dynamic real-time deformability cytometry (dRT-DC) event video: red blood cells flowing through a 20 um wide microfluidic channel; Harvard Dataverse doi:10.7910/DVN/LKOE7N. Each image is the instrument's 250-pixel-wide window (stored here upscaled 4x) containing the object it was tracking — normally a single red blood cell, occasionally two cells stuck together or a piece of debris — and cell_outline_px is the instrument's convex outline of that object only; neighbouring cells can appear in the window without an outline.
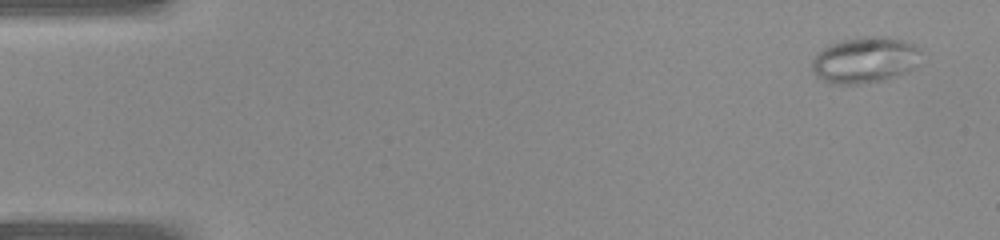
{"species": "common noctule bat (a hibernating species)", "species_latin": "Nyctalus noctula", "temperature_condition": "warm", "stored_images_in_passage": 41, "camera_frame_rate_fps": 3000, "um_per_image_px": 0.085, "animal": {"sex": "female", "body_mass_g": 22.0, "forearm_length_mm": 56.7}, "frame": {"image": 1, "passage_image": 3, "time_ms": 0.667, "image_size_px": [1000, 240], "cell_outline_px": [[924, 48], [912, 68], [908, 72], [884, 80], [860, 84], [828, 84], [820, 80], [816, 76], [812, 68], [812, 60], [828, 44], [840, 40], [856, 36], [888, 36]], "centroid_in_image_um": [73.5, 5.09], "position_along_channel_um": 11.5, "area_um2": 29.65}}
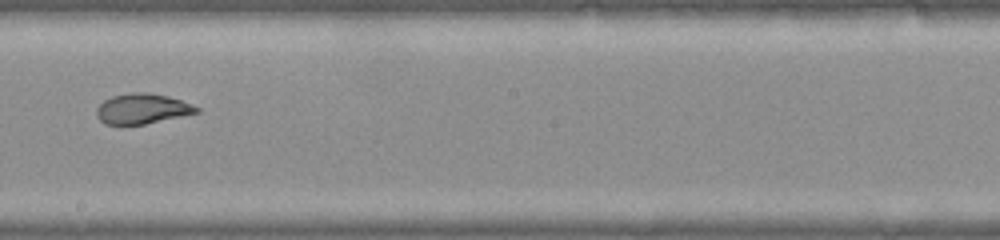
{"frame": {"image": 2, "passage_image": 24, "time_ms": 7.667, "image_size_px": [1000, 240], "cell_outline_px": [[200, 112], [144, 124], [104, 124], [96, 116], [96, 108], [104, 100], [112, 96], [132, 92], [148, 92], [168, 96], [192, 104], [200, 108]], "centroid_in_image_um": [12.08, 9.23], "position_along_channel_um": 236.1, "area_um2": 17.57}}
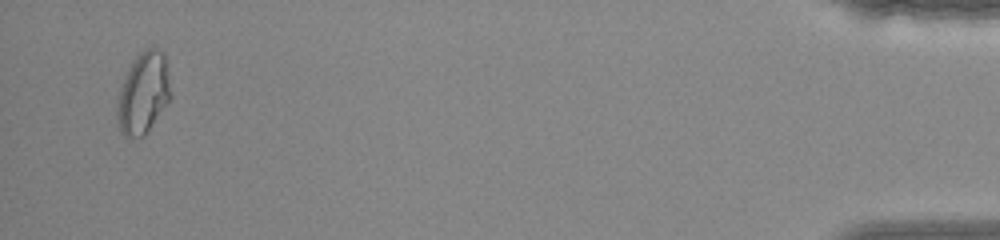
{"frame": {"image": 3, "passage_image": 40, "time_ms": 13.0, "image_size_px": [1000, 240], "cell_outline_px": [[172, 96], [144, 136], [124, 136], [120, 132], [116, 112], [116, 108], [124, 76], [132, 60], [140, 52], [148, 48], [156, 48], [164, 52], [172, 92]], "centroid_in_image_um": [12.19, 7.89], "position_along_channel_um": 423.0, "area_um2": 25.32}}